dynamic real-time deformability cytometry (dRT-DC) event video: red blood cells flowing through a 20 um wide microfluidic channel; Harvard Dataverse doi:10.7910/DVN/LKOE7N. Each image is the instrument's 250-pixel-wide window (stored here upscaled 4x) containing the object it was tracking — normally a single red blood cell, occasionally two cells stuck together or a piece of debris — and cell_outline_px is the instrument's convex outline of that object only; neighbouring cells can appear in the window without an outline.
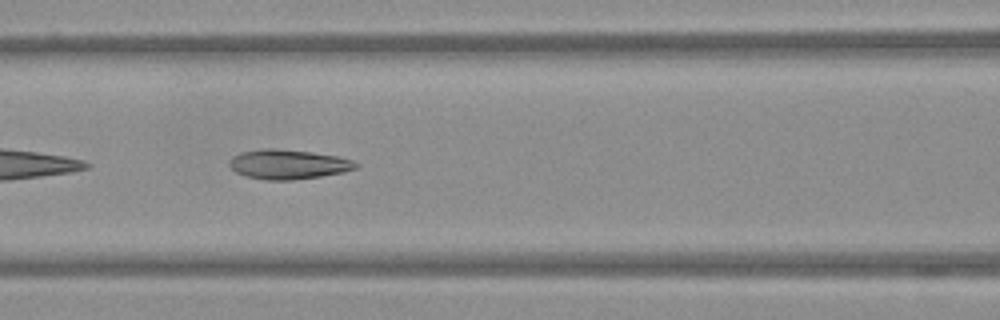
{"species": "Egyptian fruit bat (a non-hibernating species)", "species_latin": "Rousettus aegyptiacus", "temperature_condition": "warm", "stored_images_in_passage": 37, "camera_frame_rate_fps": 3000, "um_per_image_px": 0.085, "frame": {"image": 1, "passage_image": 7, "time_ms": 2.0, "image_size_px": [1000, 320], "cell_outline_px": [[360, 164], [356, 168], [344, 172], [320, 176], [292, 180], [264, 180], [248, 176], [236, 172], [228, 164], [228, 160], [232, 156], [240, 152], [264, 148], [276, 148], [312, 152], [336, 156], [352, 160]], "centroid_in_image_um": [24.48, 13.96], "position_along_channel_um": 142.1, "area_um2": 21.85}}
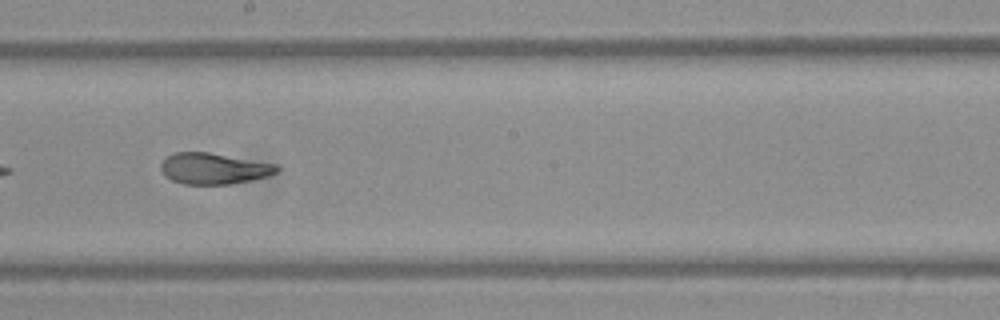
{"frame": {"image": 2, "passage_image": 14, "time_ms": 4.333, "image_size_px": [1000, 320], "cell_outline_px": [[280, 168], [276, 172], [268, 176], [228, 184], [184, 184], [172, 180], [164, 176], [160, 168], [160, 164], [168, 156], [176, 152], [208, 152], [276, 164]], "centroid_in_image_um": [18.14, 14.32], "position_along_channel_um": 230.1, "area_um2": 20.81}}
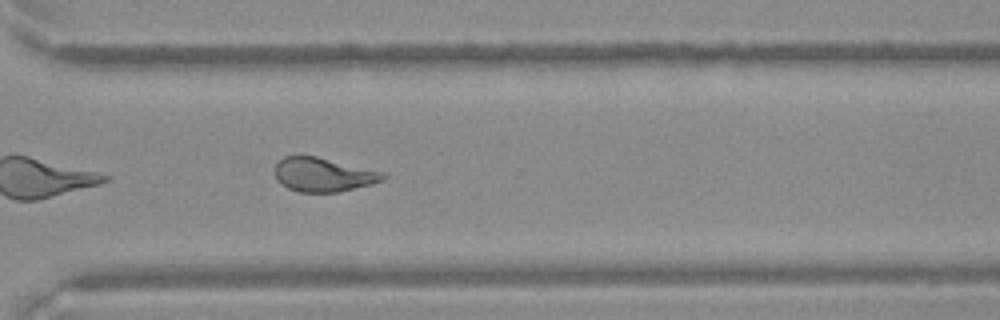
{"frame": {"image": 3, "passage_image": 23, "time_ms": 7.333, "image_size_px": [1000, 320], "cell_outline_px": [[384, 176], [380, 180], [372, 184], [336, 192], [300, 192], [288, 188], [280, 184], [276, 180], [276, 164], [284, 156], [316, 156], [384, 172]], "centroid_in_image_um": [27.44, 14.85], "position_along_channel_um": 343.2, "area_um2": 21.1}}